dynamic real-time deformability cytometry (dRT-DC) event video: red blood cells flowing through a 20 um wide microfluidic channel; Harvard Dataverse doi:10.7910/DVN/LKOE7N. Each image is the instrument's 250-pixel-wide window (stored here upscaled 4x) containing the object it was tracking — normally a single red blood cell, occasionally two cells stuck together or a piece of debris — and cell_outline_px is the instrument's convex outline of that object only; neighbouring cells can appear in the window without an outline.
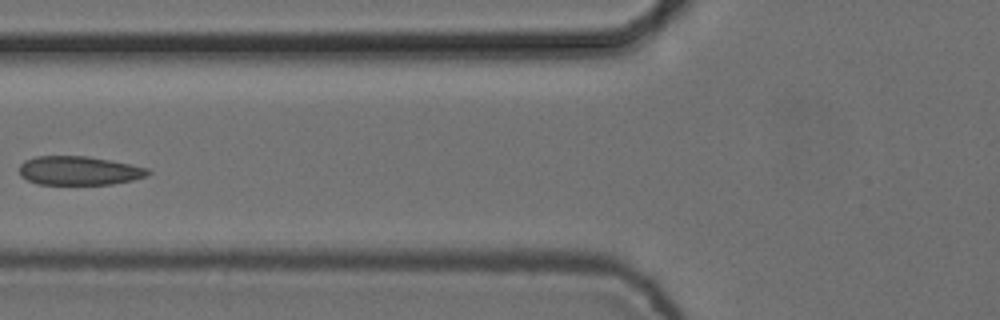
{"species": "common noctule bat (a hibernating species)", "species_latin": "Nyctalus noctula", "temperature_condition": "cold", "stored_images_in_passage": 7, "camera_frame_rate_fps": 3000, "um_per_image_px": 0.085, "animal": {"sex": "female", "body_mass_g": 24.6, "forearm_length_mm": 56.2}, "frame": {"image": 1, "passage_image": 7, "time_ms": 2.0, "image_size_px": [1000, 320], "cell_outline_px": [[152, 172], [148, 176], [132, 180], [112, 184], [40, 184], [28, 180], [20, 176], [20, 164], [24, 160], [36, 156], [88, 156], [148, 168]], "centroid_in_image_um": [6.71, 14.5], "position_along_channel_um": 119.1, "area_um2": 21.56}}